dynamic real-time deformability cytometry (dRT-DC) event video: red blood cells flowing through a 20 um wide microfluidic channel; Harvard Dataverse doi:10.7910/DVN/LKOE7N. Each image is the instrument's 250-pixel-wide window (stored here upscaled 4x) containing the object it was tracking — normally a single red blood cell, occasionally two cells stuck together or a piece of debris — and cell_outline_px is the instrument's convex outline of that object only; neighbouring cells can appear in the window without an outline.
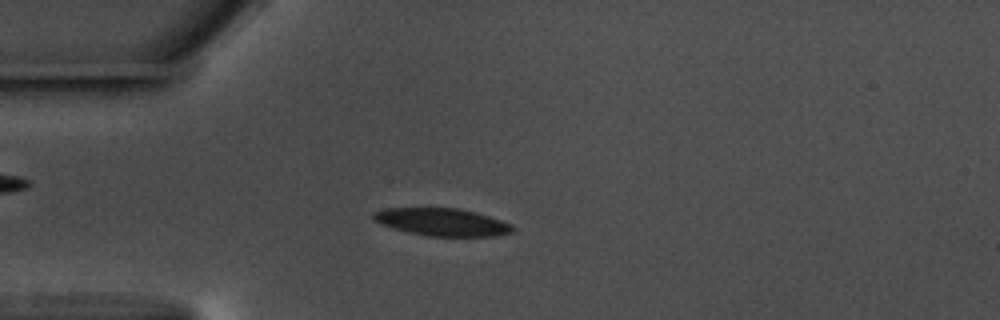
{"species": "common noctule bat (a hibernating species)", "species_latin": "Nyctalus noctula", "temperature_condition": "warm", "stored_images_in_passage": 52, "camera_frame_rate_fps": 3000, "um_per_image_px": 0.085, "animal": {"sex": "male", "body_mass_g": 17.5, "forearm_length_mm": 52.3}, "frame": {"image": 1, "passage_image": 10, "time_ms": 3.0, "image_size_px": [1000, 320], "cell_outline_px": [[516, 228], [512, 232], [496, 236], [428, 236], [408, 232], [384, 224], [376, 220], [372, 216], [372, 212], [388, 208], [456, 208], [488, 216], [512, 224]], "centroid_in_image_um": [37.62, 18.88], "position_along_channel_um": 47.4, "area_um2": 21.96}}
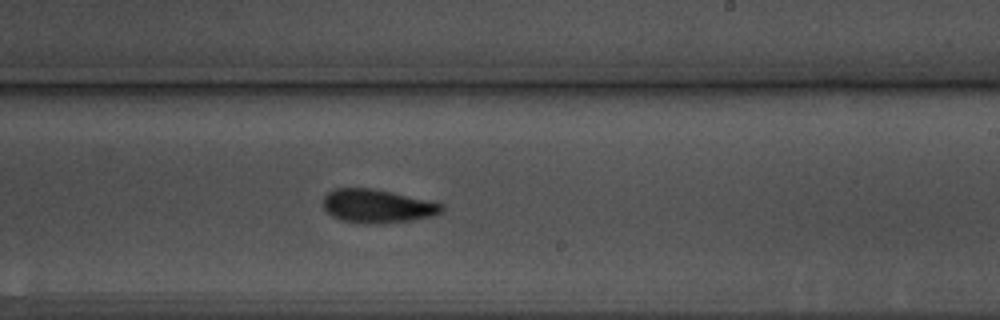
{"frame": {"image": 2, "passage_image": 29, "time_ms": 9.333, "image_size_px": [1000, 320], "cell_outline_px": [[444, 208], [440, 212], [432, 216], [412, 220], [380, 224], [364, 224], [340, 220], [332, 216], [324, 208], [324, 196], [332, 188], [372, 188], [392, 192], [444, 204]], "centroid_in_image_um": [32.05, 17.52], "position_along_channel_um": 257.0, "area_um2": 23.24}}
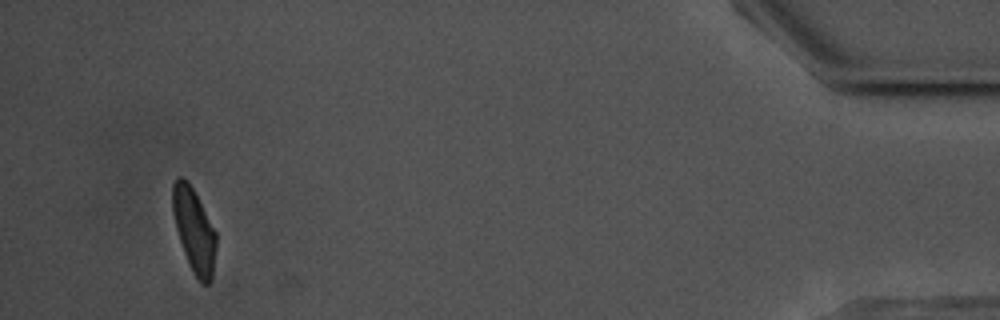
{"frame": {"image": 3, "passage_image": 49, "time_ms": 16.0, "image_size_px": [1000, 320], "cell_outline_px": [[216, 248], [212, 280], [208, 284], [204, 284], [192, 272], [188, 264], [176, 228], [172, 212], [172, 184], [176, 176], [180, 176], [188, 180], [216, 232]], "centroid_in_image_um": [16.48, 19.55], "position_along_channel_um": 418.7, "area_um2": 21.27}, "authors_computed_cell_mechanics": {"area_um2": 22.8888, "velocity_mm_per_s": 3.5507, "shape_relaxation_time_tau1_ms": 2.449, "shape_relaxation_time_tau2_ms": 5.8278, "deformation_change_tau1": 0.0988, "deformation_change_tau2": 0.1103}}